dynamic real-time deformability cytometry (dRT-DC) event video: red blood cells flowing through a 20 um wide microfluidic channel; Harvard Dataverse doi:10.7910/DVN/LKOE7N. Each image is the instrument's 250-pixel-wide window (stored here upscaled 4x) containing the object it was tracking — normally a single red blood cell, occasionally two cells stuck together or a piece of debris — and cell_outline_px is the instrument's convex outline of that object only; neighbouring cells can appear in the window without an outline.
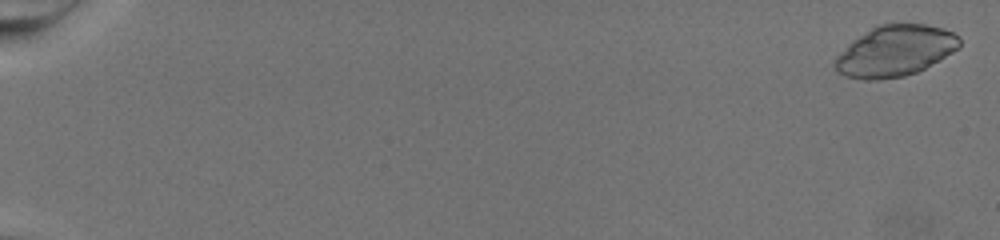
{"species": "common noctule bat (a hibernating species)", "species_latin": "Nyctalus noctula", "temperature_condition": "warm", "stored_images_in_passage": 32, "camera_frame_rate_fps": 3000, "um_per_image_px": 0.085, "animal": {"sex": "female", "body_mass_g": 19.5, "forearm_length_mm": 54.1}, "frame": {"image": 1, "passage_image": 2, "time_ms": 0.333, "image_size_px": [1000, 240], "cell_outline_px": [[960, 44], [952, 52], [924, 68], [916, 72], [904, 76], [876, 80], [864, 80], [848, 76], [840, 72], [832, 64], [836, 56], [852, 40], [876, 24], [924, 24], [940, 28], [952, 32], [960, 36]], "centroid_in_image_um": [76.05, 4.32], "position_along_channel_um": 9.0, "area_um2": 36.59}}